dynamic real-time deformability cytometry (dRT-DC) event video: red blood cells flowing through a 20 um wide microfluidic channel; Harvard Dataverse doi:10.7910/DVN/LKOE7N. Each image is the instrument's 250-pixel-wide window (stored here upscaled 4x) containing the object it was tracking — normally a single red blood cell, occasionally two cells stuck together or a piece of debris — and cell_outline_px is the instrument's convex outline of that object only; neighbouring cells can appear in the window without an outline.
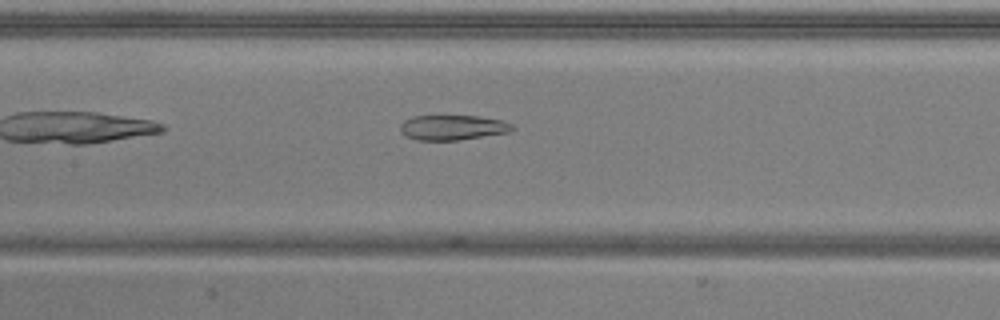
{"species": "common noctule bat (a hibernating species)", "species_latin": "Nyctalus noctula", "temperature_condition": "warm", "stored_images_in_passage": 12, "camera_frame_rate_fps": 3000, "um_per_image_px": 0.085, "animal": {"sex": "male", "body_mass_g": 20.5, "forearm_length_mm": 52.5}, "frame": {"image": 1, "passage_image": 8, "time_ms": 2.333, "image_size_px": [1000, 320], "cell_outline_px": [[516, 128], [508, 132], [456, 140], [416, 140], [404, 136], [400, 132], [400, 124], [404, 120], [412, 116], [480, 116], [500, 120], [512, 124]], "centroid_in_image_um": [38.42, 10.83], "position_along_channel_um": 169.0, "area_um2": 16.3}}